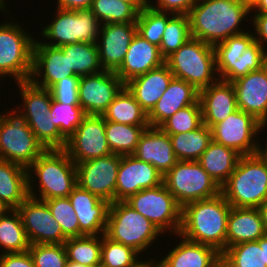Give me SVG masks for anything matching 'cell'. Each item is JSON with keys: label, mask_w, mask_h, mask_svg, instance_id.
<instances>
[{"label": "cell", "mask_w": 267, "mask_h": 267, "mask_svg": "<svg viewBox=\"0 0 267 267\" xmlns=\"http://www.w3.org/2000/svg\"><path fill=\"white\" fill-rule=\"evenodd\" d=\"M125 202L147 218L162 234L170 232L174 236L179 233L182 207L164 183L143 189L131 195Z\"/></svg>", "instance_id": "8fae6325"}, {"label": "cell", "mask_w": 267, "mask_h": 267, "mask_svg": "<svg viewBox=\"0 0 267 267\" xmlns=\"http://www.w3.org/2000/svg\"><path fill=\"white\" fill-rule=\"evenodd\" d=\"M266 64L267 52L253 40L237 60H216V70L219 80L233 82L251 71L261 69Z\"/></svg>", "instance_id": "4dcf8cb0"}, {"label": "cell", "mask_w": 267, "mask_h": 267, "mask_svg": "<svg viewBox=\"0 0 267 267\" xmlns=\"http://www.w3.org/2000/svg\"><path fill=\"white\" fill-rule=\"evenodd\" d=\"M55 9L53 21H47L48 25H43L41 34L38 33L42 44L61 47L78 42L96 43L101 24L90 8Z\"/></svg>", "instance_id": "ba28073f"}, {"label": "cell", "mask_w": 267, "mask_h": 267, "mask_svg": "<svg viewBox=\"0 0 267 267\" xmlns=\"http://www.w3.org/2000/svg\"><path fill=\"white\" fill-rule=\"evenodd\" d=\"M154 2L151 1L150 7L155 10L175 15H188L196 0H154Z\"/></svg>", "instance_id": "816d5d0a"}, {"label": "cell", "mask_w": 267, "mask_h": 267, "mask_svg": "<svg viewBox=\"0 0 267 267\" xmlns=\"http://www.w3.org/2000/svg\"><path fill=\"white\" fill-rule=\"evenodd\" d=\"M142 267H157L154 262H147L144 266Z\"/></svg>", "instance_id": "003e7915"}, {"label": "cell", "mask_w": 267, "mask_h": 267, "mask_svg": "<svg viewBox=\"0 0 267 267\" xmlns=\"http://www.w3.org/2000/svg\"><path fill=\"white\" fill-rule=\"evenodd\" d=\"M254 40L250 28L241 34L233 35L214 46L216 60H237Z\"/></svg>", "instance_id": "681fc988"}, {"label": "cell", "mask_w": 267, "mask_h": 267, "mask_svg": "<svg viewBox=\"0 0 267 267\" xmlns=\"http://www.w3.org/2000/svg\"><path fill=\"white\" fill-rule=\"evenodd\" d=\"M152 256L149 259L145 257L144 260L132 247L114 242L102 235L100 267H142L147 262H154V255Z\"/></svg>", "instance_id": "f35d334b"}, {"label": "cell", "mask_w": 267, "mask_h": 267, "mask_svg": "<svg viewBox=\"0 0 267 267\" xmlns=\"http://www.w3.org/2000/svg\"><path fill=\"white\" fill-rule=\"evenodd\" d=\"M16 210L30 244H63L67 240L45 201L28 196Z\"/></svg>", "instance_id": "9a60e30c"}, {"label": "cell", "mask_w": 267, "mask_h": 267, "mask_svg": "<svg viewBox=\"0 0 267 267\" xmlns=\"http://www.w3.org/2000/svg\"><path fill=\"white\" fill-rule=\"evenodd\" d=\"M102 116L105 121L135 126H150L147 112L140 106L126 86L115 96Z\"/></svg>", "instance_id": "d6a6232c"}, {"label": "cell", "mask_w": 267, "mask_h": 267, "mask_svg": "<svg viewBox=\"0 0 267 267\" xmlns=\"http://www.w3.org/2000/svg\"><path fill=\"white\" fill-rule=\"evenodd\" d=\"M226 201L237 208H258L267 201V165L257 155L241 156L221 186Z\"/></svg>", "instance_id": "277c9868"}, {"label": "cell", "mask_w": 267, "mask_h": 267, "mask_svg": "<svg viewBox=\"0 0 267 267\" xmlns=\"http://www.w3.org/2000/svg\"><path fill=\"white\" fill-rule=\"evenodd\" d=\"M6 17L9 21L1 20L0 23V77L3 80L14 78L15 85L16 82L30 79L36 38L14 16Z\"/></svg>", "instance_id": "8992f818"}, {"label": "cell", "mask_w": 267, "mask_h": 267, "mask_svg": "<svg viewBox=\"0 0 267 267\" xmlns=\"http://www.w3.org/2000/svg\"><path fill=\"white\" fill-rule=\"evenodd\" d=\"M132 155L153 165L162 176L178 162L170 136L159 127L145 129Z\"/></svg>", "instance_id": "603a6c76"}, {"label": "cell", "mask_w": 267, "mask_h": 267, "mask_svg": "<svg viewBox=\"0 0 267 267\" xmlns=\"http://www.w3.org/2000/svg\"><path fill=\"white\" fill-rule=\"evenodd\" d=\"M203 124L199 99L193 104L176 111L159 128L166 134H179L193 131Z\"/></svg>", "instance_id": "ee69618b"}, {"label": "cell", "mask_w": 267, "mask_h": 267, "mask_svg": "<svg viewBox=\"0 0 267 267\" xmlns=\"http://www.w3.org/2000/svg\"><path fill=\"white\" fill-rule=\"evenodd\" d=\"M27 169L0 160V202L6 209H17L28 197Z\"/></svg>", "instance_id": "f1b7e54d"}, {"label": "cell", "mask_w": 267, "mask_h": 267, "mask_svg": "<svg viewBox=\"0 0 267 267\" xmlns=\"http://www.w3.org/2000/svg\"><path fill=\"white\" fill-rule=\"evenodd\" d=\"M221 267H267L264 249L258 240L230 246L221 254Z\"/></svg>", "instance_id": "60d3db41"}, {"label": "cell", "mask_w": 267, "mask_h": 267, "mask_svg": "<svg viewBox=\"0 0 267 267\" xmlns=\"http://www.w3.org/2000/svg\"><path fill=\"white\" fill-rule=\"evenodd\" d=\"M267 128V126H266ZM267 141V140H266ZM260 142H263V140H259L258 144V150H257V155L265 162L267 165V143L264 144L263 146L260 144Z\"/></svg>", "instance_id": "91938a15"}, {"label": "cell", "mask_w": 267, "mask_h": 267, "mask_svg": "<svg viewBox=\"0 0 267 267\" xmlns=\"http://www.w3.org/2000/svg\"><path fill=\"white\" fill-rule=\"evenodd\" d=\"M27 175L28 196L43 201L68 197L77 185L75 163L64 149H46L27 168Z\"/></svg>", "instance_id": "3957f363"}, {"label": "cell", "mask_w": 267, "mask_h": 267, "mask_svg": "<svg viewBox=\"0 0 267 267\" xmlns=\"http://www.w3.org/2000/svg\"><path fill=\"white\" fill-rule=\"evenodd\" d=\"M135 6L139 11L150 7L151 0H124Z\"/></svg>", "instance_id": "6f0895ef"}, {"label": "cell", "mask_w": 267, "mask_h": 267, "mask_svg": "<svg viewBox=\"0 0 267 267\" xmlns=\"http://www.w3.org/2000/svg\"><path fill=\"white\" fill-rule=\"evenodd\" d=\"M65 267H81V264L76 263V262H71L67 260L66 266Z\"/></svg>", "instance_id": "be15d7a7"}, {"label": "cell", "mask_w": 267, "mask_h": 267, "mask_svg": "<svg viewBox=\"0 0 267 267\" xmlns=\"http://www.w3.org/2000/svg\"><path fill=\"white\" fill-rule=\"evenodd\" d=\"M265 234L258 208L231 207L228 216L226 249L239 243L257 241Z\"/></svg>", "instance_id": "83f0119b"}, {"label": "cell", "mask_w": 267, "mask_h": 267, "mask_svg": "<svg viewBox=\"0 0 267 267\" xmlns=\"http://www.w3.org/2000/svg\"><path fill=\"white\" fill-rule=\"evenodd\" d=\"M16 88L22 98L21 104L11 108L20 118L24 120L49 119L52 104V95L49 89L39 87L30 80L16 82Z\"/></svg>", "instance_id": "f546056e"}, {"label": "cell", "mask_w": 267, "mask_h": 267, "mask_svg": "<svg viewBox=\"0 0 267 267\" xmlns=\"http://www.w3.org/2000/svg\"><path fill=\"white\" fill-rule=\"evenodd\" d=\"M124 86L117 74L111 71L81 76L78 85L79 105L86 115H102Z\"/></svg>", "instance_id": "2e32d148"}, {"label": "cell", "mask_w": 267, "mask_h": 267, "mask_svg": "<svg viewBox=\"0 0 267 267\" xmlns=\"http://www.w3.org/2000/svg\"><path fill=\"white\" fill-rule=\"evenodd\" d=\"M263 129L266 126L253 115L237 109L211 128L212 140L235 150L241 156L254 155L257 154L258 139Z\"/></svg>", "instance_id": "7c38bea8"}, {"label": "cell", "mask_w": 267, "mask_h": 267, "mask_svg": "<svg viewBox=\"0 0 267 267\" xmlns=\"http://www.w3.org/2000/svg\"><path fill=\"white\" fill-rule=\"evenodd\" d=\"M45 149H64L67 140L60 134L52 116L49 119L25 120Z\"/></svg>", "instance_id": "c3c4849f"}, {"label": "cell", "mask_w": 267, "mask_h": 267, "mask_svg": "<svg viewBox=\"0 0 267 267\" xmlns=\"http://www.w3.org/2000/svg\"><path fill=\"white\" fill-rule=\"evenodd\" d=\"M175 236L179 242H174L163 259L155 257L157 267H221V253L215 248L190 241L179 234ZM178 237L181 239L178 240Z\"/></svg>", "instance_id": "7402d4cb"}, {"label": "cell", "mask_w": 267, "mask_h": 267, "mask_svg": "<svg viewBox=\"0 0 267 267\" xmlns=\"http://www.w3.org/2000/svg\"><path fill=\"white\" fill-rule=\"evenodd\" d=\"M79 80L78 75L59 80L49 89L52 99L62 104L79 105Z\"/></svg>", "instance_id": "f907efd6"}, {"label": "cell", "mask_w": 267, "mask_h": 267, "mask_svg": "<svg viewBox=\"0 0 267 267\" xmlns=\"http://www.w3.org/2000/svg\"><path fill=\"white\" fill-rule=\"evenodd\" d=\"M75 75L69 69L68 56L59 47L42 44L38 37L35 39L29 79L33 84L50 89L59 80Z\"/></svg>", "instance_id": "d6986e66"}, {"label": "cell", "mask_w": 267, "mask_h": 267, "mask_svg": "<svg viewBox=\"0 0 267 267\" xmlns=\"http://www.w3.org/2000/svg\"><path fill=\"white\" fill-rule=\"evenodd\" d=\"M122 155L111 153L75 164L77 185L109 203L116 202V180Z\"/></svg>", "instance_id": "4fadbf2b"}, {"label": "cell", "mask_w": 267, "mask_h": 267, "mask_svg": "<svg viewBox=\"0 0 267 267\" xmlns=\"http://www.w3.org/2000/svg\"><path fill=\"white\" fill-rule=\"evenodd\" d=\"M6 210V207L0 202V215H2Z\"/></svg>", "instance_id": "03108f58"}, {"label": "cell", "mask_w": 267, "mask_h": 267, "mask_svg": "<svg viewBox=\"0 0 267 267\" xmlns=\"http://www.w3.org/2000/svg\"><path fill=\"white\" fill-rule=\"evenodd\" d=\"M30 245L19 212L7 209L0 215V254L25 252Z\"/></svg>", "instance_id": "e575fe53"}, {"label": "cell", "mask_w": 267, "mask_h": 267, "mask_svg": "<svg viewBox=\"0 0 267 267\" xmlns=\"http://www.w3.org/2000/svg\"><path fill=\"white\" fill-rule=\"evenodd\" d=\"M174 78L184 80L200 91L219 80L214 46L189 39L165 59Z\"/></svg>", "instance_id": "5b68a950"}, {"label": "cell", "mask_w": 267, "mask_h": 267, "mask_svg": "<svg viewBox=\"0 0 267 267\" xmlns=\"http://www.w3.org/2000/svg\"><path fill=\"white\" fill-rule=\"evenodd\" d=\"M8 6H9V3L7 2V0H0V12L4 13L3 15H6V13L8 15L12 14V13H9L10 11L7 9Z\"/></svg>", "instance_id": "6125c7cd"}, {"label": "cell", "mask_w": 267, "mask_h": 267, "mask_svg": "<svg viewBox=\"0 0 267 267\" xmlns=\"http://www.w3.org/2000/svg\"><path fill=\"white\" fill-rule=\"evenodd\" d=\"M250 20V24L253 22L254 40L267 52V13L250 14Z\"/></svg>", "instance_id": "db71d44e"}, {"label": "cell", "mask_w": 267, "mask_h": 267, "mask_svg": "<svg viewBox=\"0 0 267 267\" xmlns=\"http://www.w3.org/2000/svg\"><path fill=\"white\" fill-rule=\"evenodd\" d=\"M231 207L221 193L184 205L178 234L190 241L211 246L222 254L226 250Z\"/></svg>", "instance_id": "7a4b0ae2"}, {"label": "cell", "mask_w": 267, "mask_h": 267, "mask_svg": "<svg viewBox=\"0 0 267 267\" xmlns=\"http://www.w3.org/2000/svg\"><path fill=\"white\" fill-rule=\"evenodd\" d=\"M5 111L0 112V160L27 169L46 149L24 119L11 108Z\"/></svg>", "instance_id": "9c48e42d"}, {"label": "cell", "mask_w": 267, "mask_h": 267, "mask_svg": "<svg viewBox=\"0 0 267 267\" xmlns=\"http://www.w3.org/2000/svg\"><path fill=\"white\" fill-rule=\"evenodd\" d=\"M56 4L57 6L55 7L66 10L89 9L92 0H57Z\"/></svg>", "instance_id": "11a10c76"}, {"label": "cell", "mask_w": 267, "mask_h": 267, "mask_svg": "<svg viewBox=\"0 0 267 267\" xmlns=\"http://www.w3.org/2000/svg\"><path fill=\"white\" fill-rule=\"evenodd\" d=\"M100 24L136 23L139 10L124 0H92L90 6Z\"/></svg>", "instance_id": "ab89813d"}, {"label": "cell", "mask_w": 267, "mask_h": 267, "mask_svg": "<svg viewBox=\"0 0 267 267\" xmlns=\"http://www.w3.org/2000/svg\"><path fill=\"white\" fill-rule=\"evenodd\" d=\"M188 15H174L168 22L160 44L161 55L166 59L191 39Z\"/></svg>", "instance_id": "7bdbcfd3"}, {"label": "cell", "mask_w": 267, "mask_h": 267, "mask_svg": "<svg viewBox=\"0 0 267 267\" xmlns=\"http://www.w3.org/2000/svg\"><path fill=\"white\" fill-rule=\"evenodd\" d=\"M49 116L53 117L60 134L68 140L86 114L80 105L62 104L52 99Z\"/></svg>", "instance_id": "f6af8a7d"}, {"label": "cell", "mask_w": 267, "mask_h": 267, "mask_svg": "<svg viewBox=\"0 0 267 267\" xmlns=\"http://www.w3.org/2000/svg\"><path fill=\"white\" fill-rule=\"evenodd\" d=\"M28 251L35 267H65L68 260L63 244H31Z\"/></svg>", "instance_id": "7dc6e473"}, {"label": "cell", "mask_w": 267, "mask_h": 267, "mask_svg": "<svg viewBox=\"0 0 267 267\" xmlns=\"http://www.w3.org/2000/svg\"><path fill=\"white\" fill-rule=\"evenodd\" d=\"M169 136L178 161H197L212 141V130L203 123L196 130Z\"/></svg>", "instance_id": "836d02e7"}, {"label": "cell", "mask_w": 267, "mask_h": 267, "mask_svg": "<svg viewBox=\"0 0 267 267\" xmlns=\"http://www.w3.org/2000/svg\"><path fill=\"white\" fill-rule=\"evenodd\" d=\"M250 14V7L240 0H196L188 14L191 37L215 46L248 31L243 22Z\"/></svg>", "instance_id": "6da1fadb"}, {"label": "cell", "mask_w": 267, "mask_h": 267, "mask_svg": "<svg viewBox=\"0 0 267 267\" xmlns=\"http://www.w3.org/2000/svg\"><path fill=\"white\" fill-rule=\"evenodd\" d=\"M174 78L168 65H163L131 79L125 84L136 101L147 112L153 109Z\"/></svg>", "instance_id": "4316f807"}, {"label": "cell", "mask_w": 267, "mask_h": 267, "mask_svg": "<svg viewBox=\"0 0 267 267\" xmlns=\"http://www.w3.org/2000/svg\"><path fill=\"white\" fill-rule=\"evenodd\" d=\"M174 15L173 13L158 11L151 7L139 11L136 21L137 33L151 44L160 47L167 22Z\"/></svg>", "instance_id": "b9f144b4"}, {"label": "cell", "mask_w": 267, "mask_h": 267, "mask_svg": "<svg viewBox=\"0 0 267 267\" xmlns=\"http://www.w3.org/2000/svg\"><path fill=\"white\" fill-rule=\"evenodd\" d=\"M263 221L264 231L267 234V201L258 207Z\"/></svg>", "instance_id": "680465c9"}, {"label": "cell", "mask_w": 267, "mask_h": 267, "mask_svg": "<svg viewBox=\"0 0 267 267\" xmlns=\"http://www.w3.org/2000/svg\"><path fill=\"white\" fill-rule=\"evenodd\" d=\"M136 33V23L100 25L96 44L103 70L116 72L120 68Z\"/></svg>", "instance_id": "e0dca14e"}, {"label": "cell", "mask_w": 267, "mask_h": 267, "mask_svg": "<svg viewBox=\"0 0 267 267\" xmlns=\"http://www.w3.org/2000/svg\"><path fill=\"white\" fill-rule=\"evenodd\" d=\"M243 3H246L249 7H251L257 0H240Z\"/></svg>", "instance_id": "e7e4bbea"}, {"label": "cell", "mask_w": 267, "mask_h": 267, "mask_svg": "<svg viewBox=\"0 0 267 267\" xmlns=\"http://www.w3.org/2000/svg\"><path fill=\"white\" fill-rule=\"evenodd\" d=\"M52 216L61 226L63 235L68 238L79 237V220L68 197L44 200Z\"/></svg>", "instance_id": "bcb514c9"}, {"label": "cell", "mask_w": 267, "mask_h": 267, "mask_svg": "<svg viewBox=\"0 0 267 267\" xmlns=\"http://www.w3.org/2000/svg\"><path fill=\"white\" fill-rule=\"evenodd\" d=\"M63 245L68 261L88 267H100L102 235L68 238Z\"/></svg>", "instance_id": "74e56055"}, {"label": "cell", "mask_w": 267, "mask_h": 267, "mask_svg": "<svg viewBox=\"0 0 267 267\" xmlns=\"http://www.w3.org/2000/svg\"><path fill=\"white\" fill-rule=\"evenodd\" d=\"M238 109L267 126V64L231 82Z\"/></svg>", "instance_id": "ffe728a7"}, {"label": "cell", "mask_w": 267, "mask_h": 267, "mask_svg": "<svg viewBox=\"0 0 267 267\" xmlns=\"http://www.w3.org/2000/svg\"><path fill=\"white\" fill-rule=\"evenodd\" d=\"M68 198L79 220V237L104 235L110 203L78 185Z\"/></svg>", "instance_id": "44dd1931"}, {"label": "cell", "mask_w": 267, "mask_h": 267, "mask_svg": "<svg viewBox=\"0 0 267 267\" xmlns=\"http://www.w3.org/2000/svg\"><path fill=\"white\" fill-rule=\"evenodd\" d=\"M258 244L261 249H264V263H266L267 266V234L258 239Z\"/></svg>", "instance_id": "94428289"}, {"label": "cell", "mask_w": 267, "mask_h": 267, "mask_svg": "<svg viewBox=\"0 0 267 267\" xmlns=\"http://www.w3.org/2000/svg\"><path fill=\"white\" fill-rule=\"evenodd\" d=\"M198 99L199 91L191 84L184 80L173 78L161 98L148 113L150 127H159L176 111L193 105Z\"/></svg>", "instance_id": "484cf974"}, {"label": "cell", "mask_w": 267, "mask_h": 267, "mask_svg": "<svg viewBox=\"0 0 267 267\" xmlns=\"http://www.w3.org/2000/svg\"><path fill=\"white\" fill-rule=\"evenodd\" d=\"M241 155L213 140L197 162L221 187L234 172Z\"/></svg>", "instance_id": "1f68e13d"}, {"label": "cell", "mask_w": 267, "mask_h": 267, "mask_svg": "<svg viewBox=\"0 0 267 267\" xmlns=\"http://www.w3.org/2000/svg\"><path fill=\"white\" fill-rule=\"evenodd\" d=\"M64 150L75 163L111 154L102 115H86L75 133L67 140Z\"/></svg>", "instance_id": "5bb4252c"}, {"label": "cell", "mask_w": 267, "mask_h": 267, "mask_svg": "<svg viewBox=\"0 0 267 267\" xmlns=\"http://www.w3.org/2000/svg\"><path fill=\"white\" fill-rule=\"evenodd\" d=\"M163 183L181 207L221 193V187L197 161H178L163 176Z\"/></svg>", "instance_id": "30bf717a"}, {"label": "cell", "mask_w": 267, "mask_h": 267, "mask_svg": "<svg viewBox=\"0 0 267 267\" xmlns=\"http://www.w3.org/2000/svg\"><path fill=\"white\" fill-rule=\"evenodd\" d=\"M150 126H135L112 121H105V133L112 153L132 155L142 133Z\"/></svg>", "instance_id": "8d00e7d4"}, {"label": "cell", "mask_w": 267, "mask_h": 267, "mask_svg": "<svg viewBox=\"0 0 267 267\" xmlns=\"http://www.w3.org/2000/svg\"><path fill=\"white\" fill-rule=\"evenodd\" d=\"M199 102L203 123L210 129L238 109L232 83L223 80L200 90Z\"/></svg>", "instance_id": "cb8c5ba5"}, {"label": "cell", "mask_w": 267, "mask_h": 267, "mask_svg": "<svg viewBox=\"0 0 267 267\" xmlns=\"http://www.w3.org/2000/svg\"><path fill=\"white\" fill-rule=\"evenodd\" d=\"M0 267H35V265L29 251H25L0 254Z\"/></svg>", "instance_id": "f5cc1de1"}, {"label": "cell", "mask_w": 267, "mask_h": 267, "mask_svg": "<svg viewBox=\"0 0 267 267\" xmlns=\"http://www.w3.org/2000/svg\"><path fill=\"white\" fill-rule=\"evenodd\" d=\"M163 183V176L151 164L133 155H122L116 180V202Z\"/></svg>", "instance_id": "ac0fdd59"}, {"label": "cell", "mask_w": 267, "mask_h": 267, "mask_svg": "<svg viewBox=\"0 0 267 267\" xmlns=\"http://www.w3.org/2000/svg\"><path fill=\"white\" fill-rule=\"evenodd\" d=\"M68 56L69 69L78 75H94L103 71L96 43L78 42L59 47Z\"/></svg>", "instance_id": "d590c367"}, {"label": "cell", "mask_w": 267, "mask_h": 267, "mask_svg": "<svg viewBox=\"0 0 267 267\" xmlns=\"http://www.w3.org/2000/svg\"><path fill=\"white\" fill-rule=\"evenodd\" d=\"M250 13H252V14L267 13V0H257L250 7Z\"/></svg>", "instance_id": "9f6ffc18"}, {"label": "cell", "mask_w": 267, "mask_h": 267, "mask_svg": "<svg viewBox=\"0 0 267 267\" xmlns=\"http://www.w3.org/2000/svg\"><path fill=\"white\" fill-rule=\"evenodd\" d=\"M104 235L132 247L144 258L143 252L153 248L154 242L163 234L125 201H117L110 203Z\"/></svg>", "instance_id": "52a82bcc"}, {"label": "cell", "mask_w": 267, "mask_h": 267, "mask_svg": "<svg viewBox=\"0 0 267 267\" xmlns=\"http://www.w3.org/2000/svg\"><path fill=\"white\" fill-rule=\"evenodd\" d=\"M165 63L159 47L138 33L134 36L120 68L115 72L124 84Z\"/></svg>", "instance_id": "d4e9b609"}]
</instances>
